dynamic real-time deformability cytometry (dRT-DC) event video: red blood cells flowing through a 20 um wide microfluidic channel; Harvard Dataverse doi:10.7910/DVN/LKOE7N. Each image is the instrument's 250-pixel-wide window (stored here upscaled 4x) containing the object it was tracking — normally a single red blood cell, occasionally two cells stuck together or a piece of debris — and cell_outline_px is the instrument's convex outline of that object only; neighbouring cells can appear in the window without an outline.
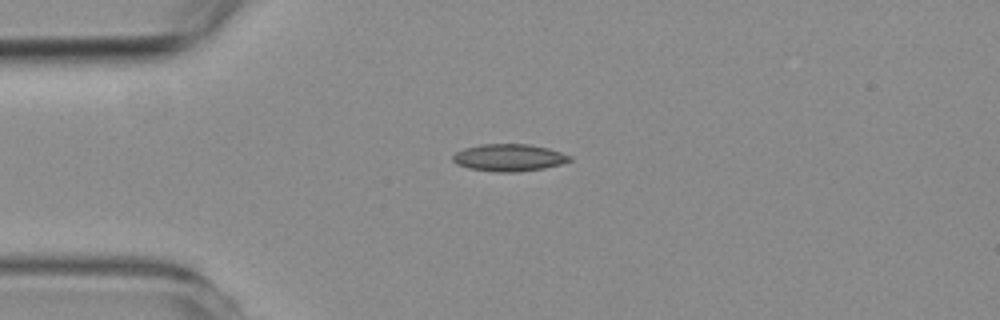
{"species": "common noctule bat (a hibernating species)", "species_latin": "Nyctalus noctula", "temperature_condition": "room temperature", "stored_images_in_passage": 45, "camera_frame_rate_fps": 3000, "um_per_image_px": 0.085, "animal": {"sex": "female", "body_mass_g": 19.3, "forearm_length_mm": 54.1}, "frame": {"image": 1, "passage_image": 1, "time_ms": 0.0, "image_size_px": [1000, 320], "cell_outline_px": [[572, 160], [560, 164], [544, 168], [516, 172], [496, 172], [468, 168], [456, 164], [452, 160], [452, 156], [456, 152], [464, 148], [480, 144], [528, 144], [548, 148], [572, 156]], "centroid_in_image_um": [43.24, 13.4], "position_along_channel_um": 41.8, "area_um2": 18.55}}
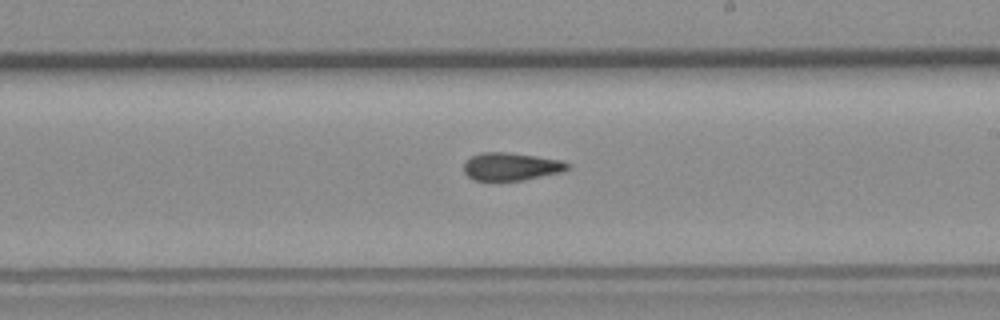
{"frame": {"image": 2, "passage_image": 20, "time_ms": 6.333, "image_size_px": [1000, 320], "cell_outline_px": [[568, 168], [560, 172], [524, 180], [476, 180], [468, 176], [464, 172], [464, 164], [472, 156], [480, 152], [508, 152], [536, 156], [560, 160], [568, 164]], "centroid_in_image_um": [43.41, 14.15], "position_along_channel_um": 245.6, "area_um2": 16.53}}
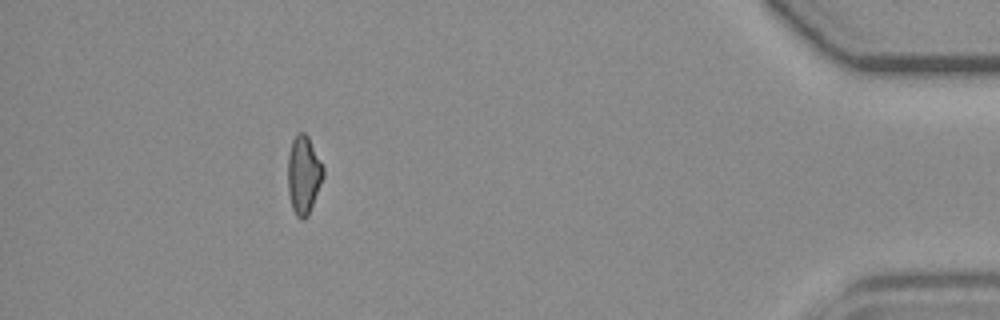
{"frame": {"image": 3, "passage_image": 39, "time_ms": 12.667, "image_size_px": [1000, 320], "cell_outline_px": [[324, 176], [308, 216], [304, 220], [300, 220], [296, 216], [292, 208], [288, 192], [288, 152], [292, 140], [296, 132], [304, 132], [308, 136], [324, 168]], "centroid_in_image_um": [25.79, 14.86], "position_along_channel_um": 409.4, "area_um2": 16.3}, "authors_computed_cell_mechanics": {"area_um2": 16.9354, "velocity_mm_per_s": 3.5543, "shape_relaxation_time_tau1_ms": null, "shape_relaxation_time_tau2_ms": 5.4901, "deformation_change_tau1": null, "deformation_change_tau2": 0.1311}}